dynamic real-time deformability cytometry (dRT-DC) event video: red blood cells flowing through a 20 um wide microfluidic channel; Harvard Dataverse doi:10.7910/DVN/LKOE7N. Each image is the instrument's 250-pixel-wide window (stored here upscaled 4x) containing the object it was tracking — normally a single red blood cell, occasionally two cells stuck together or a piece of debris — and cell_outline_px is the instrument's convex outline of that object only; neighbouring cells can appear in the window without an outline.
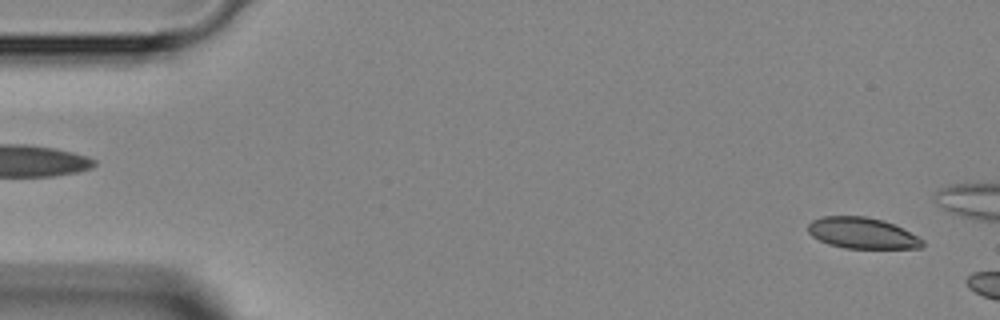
{"species": "Egyptian fruit bat (a non-hibernating species)", "species_latin": "Rousettus aegyptiacus", "temperature_condition": "room temperature", "stored_images_in_passage": 6, "camera_frame_rate_fps": 3000, "um_per_image_px": 0.085, "animal": {"sex": "female"}, "frame": {"image": 1, "passage_image": 2, "time_ms": 0.333, "image_size_px": [1000, 320], "cell_outline_px": [[924, 244], [920, 248], [844, 248], [828, 244], [812, 236], [808, 232], [808, 224], [812, 220], [824, 216], [864, 216], [884, 220], [924, 240]], "centroid_in_image_um": [73.25, 19.81], "position_along_channel_um": 11.8, "area_um2": 20.52}}